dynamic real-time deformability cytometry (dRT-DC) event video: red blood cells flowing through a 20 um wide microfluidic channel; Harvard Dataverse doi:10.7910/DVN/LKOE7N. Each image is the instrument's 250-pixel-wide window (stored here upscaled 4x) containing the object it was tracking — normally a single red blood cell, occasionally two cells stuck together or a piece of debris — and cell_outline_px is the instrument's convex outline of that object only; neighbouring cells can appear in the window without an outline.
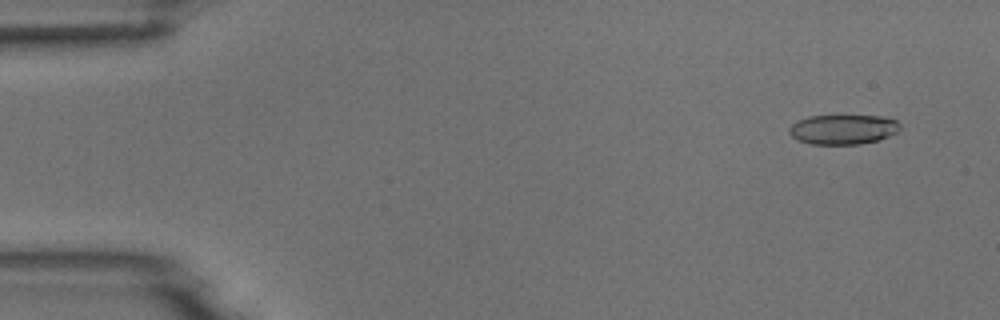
{"species": "common noctule bat (a hibernating species)", "species_latin": "Nyctalus noctula", "temperature_condition": "room temperature", "stored_images_in_passage": 6, "camera_frame_rate_fps": 3000, "um_per_image_px": 0.085, "animal": {"sex": "male", "body_mass_g": 18.8}, "frame": {"image": 1, "passage_image": 2, "time_ms": 1.0, "image_size_px": [1000, 320], "cell_outline_px": [[900, 132], [880, 140], [860, 144], [812, 144], [796, 140], [788, 132], [788, 128], [796, 120], [808, 116], [880, 116], [896, 120], [900, 124]], "centroid_in_image_um": [71.66, 11.0], "position_along_channel_um": 13.3, "area_um2": 19.48}}
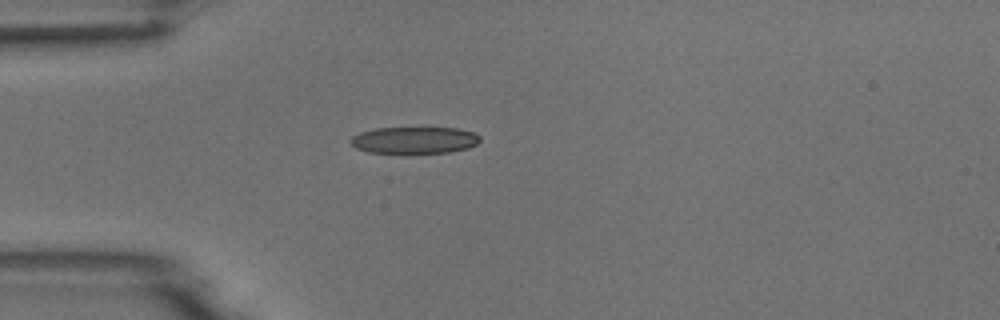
{"frame": {"image": 2, "passage_image": 5, "time_ms": 4.667, "image_size_px": [1000, 320], "cell_outline_px": [[480, 140], [476, 144], [468, 148], [448, 152], [368, 152], [356, 148], [348, 140], [352, 136], [360, 132], [376, 128], [456, 128], [476, 132], [480, 136]], "centroid_in_image_um": [35.23, 11.89], "position_along_channel_um": 49.8, "area_um2": 20.0}}